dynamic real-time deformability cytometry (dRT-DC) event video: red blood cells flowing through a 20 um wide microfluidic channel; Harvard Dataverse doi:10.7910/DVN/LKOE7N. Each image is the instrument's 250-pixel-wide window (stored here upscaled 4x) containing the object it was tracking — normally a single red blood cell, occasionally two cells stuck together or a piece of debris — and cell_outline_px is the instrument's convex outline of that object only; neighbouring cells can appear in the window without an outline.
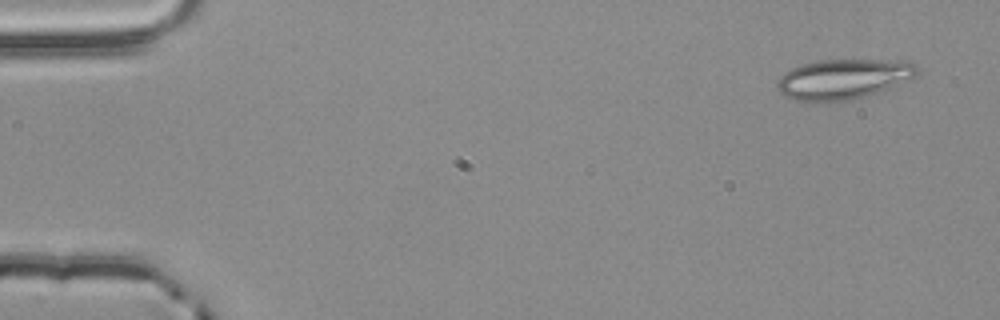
{"species": "common noctule bat (a hibernating species)", "species_latin": "Nyctalus noctula", "temperature_condition": "room temperature", "stored_images_in_passage": 4, "segment_of_instrument_passage": [1, 2], "camera_frame_rate_fps": 3000, "um_per_image_px": 0.085, "animal": {"sex": "male", "body_mass_g": 20.4}, "frame": {"image": 1, "passage_image": 1, "time_ms": 0.0, "image_size_px": [1000, 320], "cell_outline_px": [[920, 72], [916, 76], [888, 88], [864, 96], [848, 100], [828, 104], [808, 104], [792, 100], [784, 96], [780, 92], [776, 84], [780, 76], [784, 72], [800, 64], [816, 60], [908, 60], [920, 68]], "centroid_in_image_um": [71.62, 6.75], "position_along_channel_um": 13.4, "area_um2": 33.58}}